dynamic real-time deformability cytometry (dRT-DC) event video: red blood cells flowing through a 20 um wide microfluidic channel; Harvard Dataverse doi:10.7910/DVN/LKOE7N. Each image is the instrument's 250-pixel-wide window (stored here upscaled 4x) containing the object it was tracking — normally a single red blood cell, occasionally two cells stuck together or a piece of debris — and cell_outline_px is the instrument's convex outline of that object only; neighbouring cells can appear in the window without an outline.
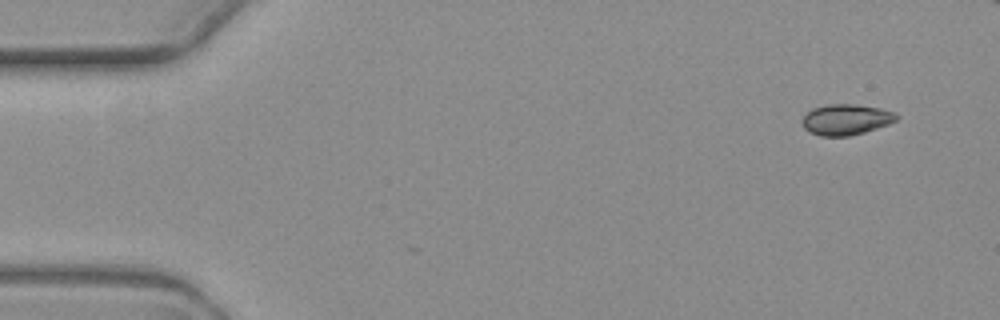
{"species": "common noctule bat (a hibernating species)", "species_latin": "Nyctalus noctula", "temperature_condition": "warm", "stored_images_in_passage": 3, "segment_of_instrument_passage": [1, 2], "camera_frame_rate_fps": 3000, "um_per_image_px": 0.085, "animal": {"sex": "female", "body_mass_g": 19.3, "forearm_length_mm": 54.1}, "frame": {"image": 1, "passage_image": 1, "time_ms": 0.0, "image_size_px": [1000, 320], "cell_outline_px": [[900, 116], [896, 120], [888, 124], [864, 132], [848, 136], [820, 136], [808, 132], [804, 128], [800, 120], [812, 108], [828, 104], [856, 104], [880, 108], [896, 112]], "centroid_in_image_um": [71.9, 10.16], "position_along_channel_um": 13.1, "area_um2": 17.05}}